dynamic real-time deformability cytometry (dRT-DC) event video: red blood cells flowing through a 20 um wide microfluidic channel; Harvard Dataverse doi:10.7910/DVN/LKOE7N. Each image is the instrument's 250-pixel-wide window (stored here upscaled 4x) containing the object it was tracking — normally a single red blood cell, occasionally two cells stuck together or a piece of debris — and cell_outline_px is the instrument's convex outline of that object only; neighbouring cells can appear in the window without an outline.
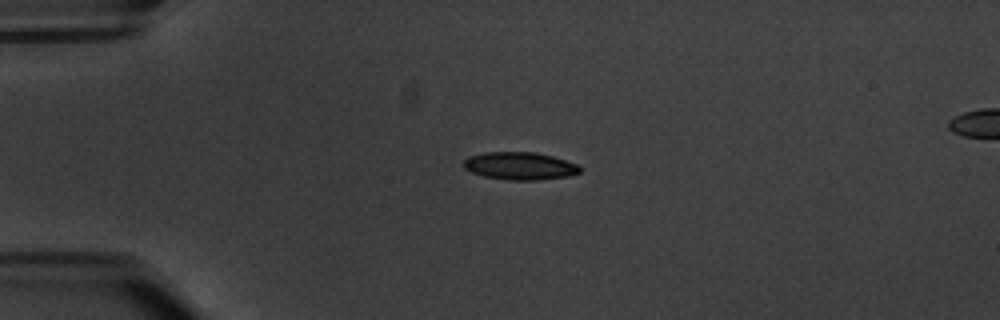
{"species": "common noctule bat (a hibernating species)", "species_latin": "Nyctalus noctula", "temperature_condition": "warm", "stored_images_in_passage": 3, "segment_of_instrument_passage": [1, 2], "camera_frame_rate_fps": 3000, "um_per_image_px": 0.085, "animal": {"sex": "male", "body_mass_g": 20.1, "forearm_length_mm": 53.5}, "frame": {"image": 1, "passage_image": 1, "time_ms": 0.0, "image_size_px": [1000, 320], "cell_outline_px": [[580, 172], [568, 176], [540, 180], [508, 180], [484, 176], [472, 172], [464, 168], [464, 160], [468, 156], [484, 152], [536, 152], [552, 156], [576, 164], [580, 168]], "centroid_in_image_um": [44.16, 14.1], "position_along_channel_um": 40.8, "area_um2": 18.67}}